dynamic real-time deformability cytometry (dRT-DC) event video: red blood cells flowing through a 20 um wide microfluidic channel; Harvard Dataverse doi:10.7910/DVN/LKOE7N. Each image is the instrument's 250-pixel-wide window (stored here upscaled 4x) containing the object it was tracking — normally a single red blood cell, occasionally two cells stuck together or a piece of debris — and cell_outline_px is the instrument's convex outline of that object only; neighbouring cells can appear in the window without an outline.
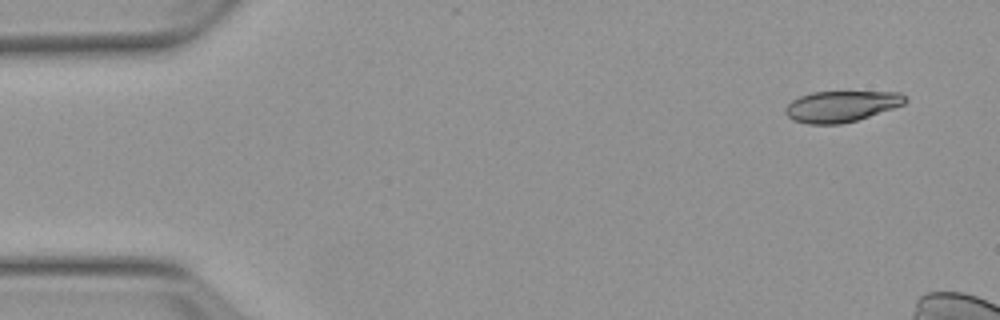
{"species": "Egyptian fruit bat (a non-hibernating species)", "species_latin": "Rousettus aegyptiacus", "temperature_condition": "warm", "stored_images_in_passage": 6, "camera_frame_rate_fps": 3000, "um_per_image_px": 0.085, "animal": {"sex": "female"}, "frame": {"image": 1, "passage_image": 1, "time_ms": 0.0, "image_size_px": [1000, 320], "cell_outline_px": [[908, 100], [904, 104], [856, 120], [840, 124], [808, 124], [792, 120], [784, 112], [784, 108], [792, 100], [800, 96], [812, 92], [900, 92]], "centroid_in_image_um": [71.46, 9.04], "position_along_channel_um": 13.5, "area_um2": 21.5}}